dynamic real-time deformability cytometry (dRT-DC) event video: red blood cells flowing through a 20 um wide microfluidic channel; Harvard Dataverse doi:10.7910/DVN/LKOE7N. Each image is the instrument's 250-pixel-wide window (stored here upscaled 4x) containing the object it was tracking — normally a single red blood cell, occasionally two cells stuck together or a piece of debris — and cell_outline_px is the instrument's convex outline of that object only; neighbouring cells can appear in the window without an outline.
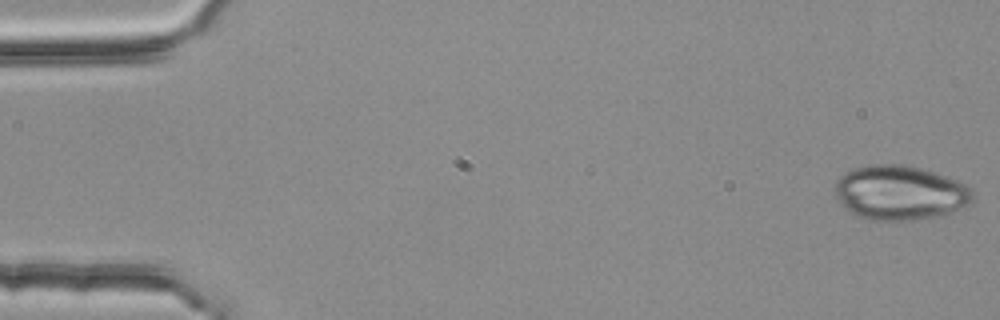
{"species": "common noctule bat (a hibernating species)", "species_latin": "Nyctalus noctula", "temperature_condition": "room temperature", "stored_images_in_passage": 4, "camera_frame_rate_fps": 3000, "um_per_image_px": 0.085, "animal": {"sex": "female", "body_mass_g": 25.1}, "frame": {"image": 1, "passage_image": 1, "time_ms": 0.0, "image_size_px": [1000, 320], "cell_outline_px": [[972, 204], [936, 216], [912, 220], [868, 220], [856, 216], [844, 208], [840, 204], [836, 196], [836, 180], [844, 172], [856, 168], [872, 164], [904, 164], [936, 172], [956, 180], [972, 188]], "centroid_in_image_um": [76.47, 16.38], "position_along_channel_um": 8.5, "area_um2": 43.81}}